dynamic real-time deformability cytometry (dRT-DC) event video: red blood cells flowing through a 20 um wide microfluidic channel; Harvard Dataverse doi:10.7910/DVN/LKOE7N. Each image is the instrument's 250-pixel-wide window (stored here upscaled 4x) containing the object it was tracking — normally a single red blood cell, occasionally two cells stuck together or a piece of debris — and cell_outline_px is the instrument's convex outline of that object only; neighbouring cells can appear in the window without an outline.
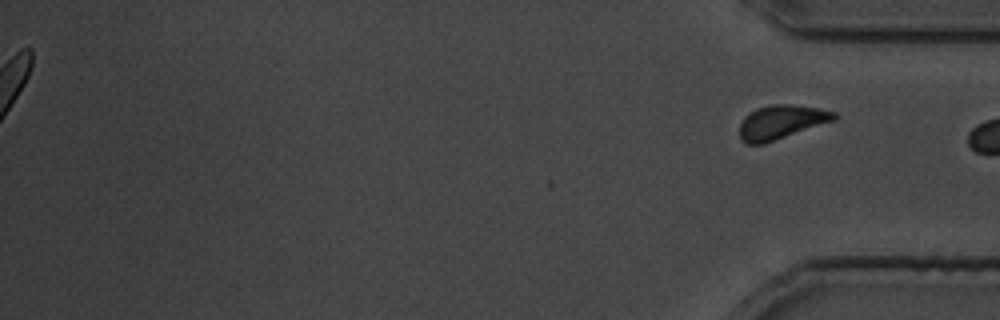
{"species": "common noctule bat (a hibernating species)", "species_latin": "Nyctalus noctula", "temperature_condition": "cold", "stored_images_in_passage": 31, "segment_of_instrument_passage": [2, 2], "camera_frame_rate_fps": 3000, "um_per_image_px": 0.085, "animal": {"sex": "male", "body_mass_g": 19.5, "forearm_length_mm": 54.6}, "frame": {"image": 1, "passage_image": 31, "time_ms": 37.0, "image_size_px": [1000, 320], "cell_outline_px": [[836, 120], [764, 144], [744, 144], [740, 140], [740, 124], [744, 116], [748, 112], [756, 108], [772, 104], [792, 104], [816, 108], [836, 112]], "centroid_in_image_um": [66.37, 10.38], "position_along_channel_um": 368.8, "area_um2": 18.9}}